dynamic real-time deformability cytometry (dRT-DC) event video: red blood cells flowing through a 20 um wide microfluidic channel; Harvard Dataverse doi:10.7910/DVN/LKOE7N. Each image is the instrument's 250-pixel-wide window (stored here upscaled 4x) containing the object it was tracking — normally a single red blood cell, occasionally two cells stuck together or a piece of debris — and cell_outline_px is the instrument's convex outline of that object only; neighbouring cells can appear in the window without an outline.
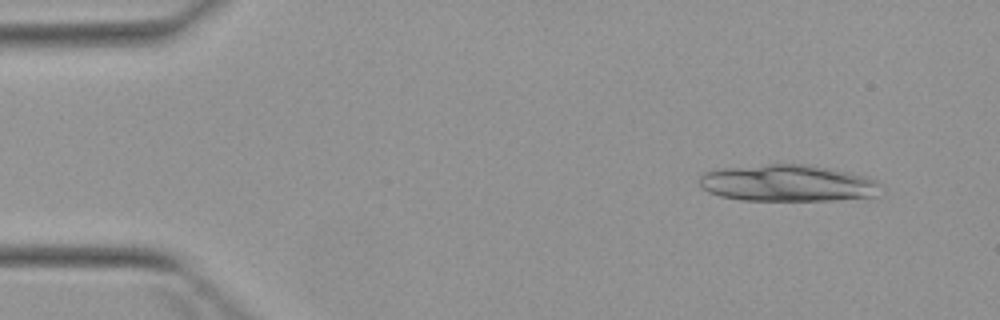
{"species": "Egyptian fruit bat (a non-hibernating species)", "species_latin": "Rousettus aegyptiacus", "temperature_condition": "warm", "stored_images_in_passage": 5, "camera_frame_rate_fps": 3000, "um_per_image_px": 0.085, "animal": {"sex": "female"}, "frame": {"image": 1, "passage_image": 1, "time_ms": 0.0, "image_size_px": [1000, 320], "cell_outline_px": [[884, 188], [876, 196], [836, 200], [740, 200], [720, 196], [708, 192], [700, 188], [700, 176], [704, 172], [720, 168], [768, 164], [804, 164], [828, 168], [848, 172], [864, 176], [876, 180]], "centroid_in_image_um": [66.94, 15.57], "position_along_channel_um": 18.1, "area_um2": 39.02}}